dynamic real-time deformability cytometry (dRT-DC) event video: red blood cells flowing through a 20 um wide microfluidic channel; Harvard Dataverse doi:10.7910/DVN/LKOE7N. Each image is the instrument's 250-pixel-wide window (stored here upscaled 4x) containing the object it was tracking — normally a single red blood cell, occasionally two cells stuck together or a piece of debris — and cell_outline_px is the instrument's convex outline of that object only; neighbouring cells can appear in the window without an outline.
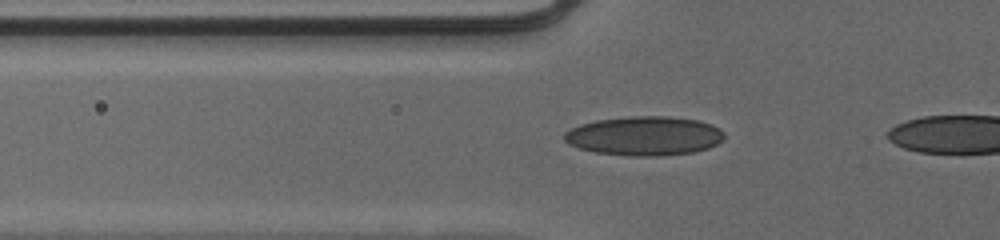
{"species": "human", "species_latin": "Homo sapiens", "temperature_condition": "cold", "stored_images_in_passage": 39, "camera_frame_rate_fps": 3000, "um_per_image_px": 0.085, "donor": {"sex": "male"}, "frame": {"image": 1, "passage_image": 12, "time_ms": 3.667, "image_size_px": [1000, 240], "cell_outline_px": [[724, 140], [708, 148], [696, 152], [660, 156], [632, 156], [596, 152], [580, 148], [568, 144], [564, 140], [564, 132], [580, 124], [596, 120], [632, 116], [668, 116], [700, 120], [712, 124], [720, 128], [724, 132]], "centroid_in_image_um": [54.81, 11.55], "position_along_channel_um": 71.0, "area_um2": 36.76}}
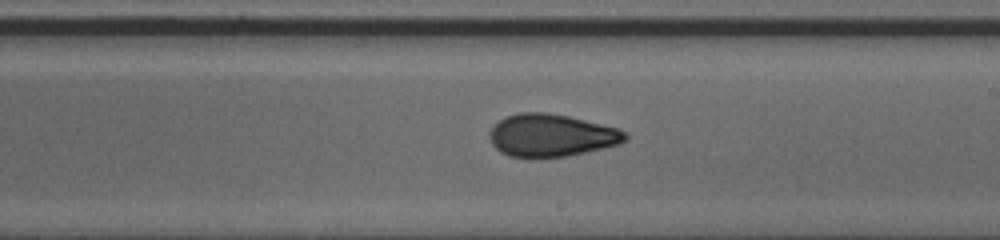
{"frame": {"image": 2, "passage_image": 25, "time_ms": 8.0, "image_size_px": [1000, 240], "cell_outline_px": [[628, 140], [620, 144], [604, 148], [568, 156], [508, 156], [500, 152], [492, 144], [488, 136], [488, 132], [504, 116], [520, 112], [548, 112], [568, 116], [620, 128], [628, 132]], "centroid_in_image_um": [46.9, 11.49], "position_along_channel_um": 242.1, "area_um2": 33.76}}
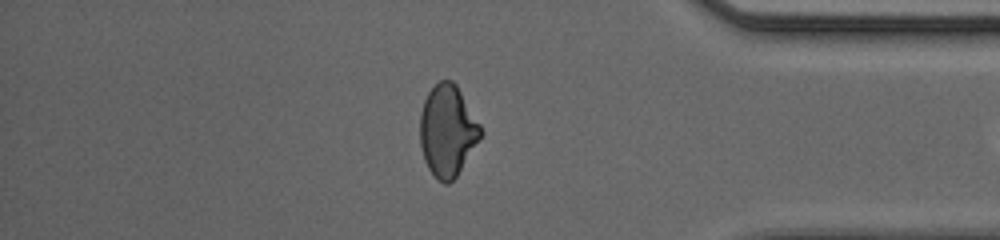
{"frame": {"image": 3, "passage_image": 38, "time_ms": 12.333, "image_size_px": [1000, 240], "cell_outline_px": [[484, 132], [456, 176], [448, 184], [444, 184], [436, 180], [428, 168], [424, 160], [420, 144], [420, 112], [424, 100], [428, 92], [440, 80], [452, 80], [456, 84], [480, 124]], "centroid_in_image_um": [38.02, 11.12], "position_along_channel_um": 397.2, "area_um2": 32.25}}